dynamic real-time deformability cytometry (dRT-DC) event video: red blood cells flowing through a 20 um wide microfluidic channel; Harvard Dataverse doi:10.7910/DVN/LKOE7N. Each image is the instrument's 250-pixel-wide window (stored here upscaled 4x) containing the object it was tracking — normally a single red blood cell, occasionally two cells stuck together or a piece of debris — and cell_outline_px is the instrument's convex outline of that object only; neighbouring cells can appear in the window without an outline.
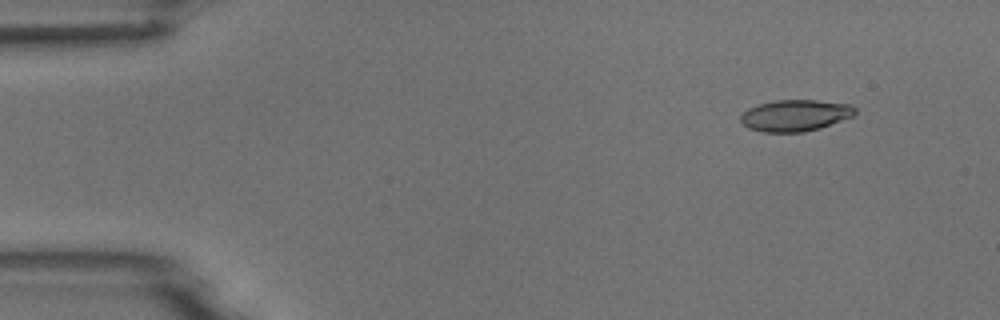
{"species": "common noctule bat (a hibernating species)", "species_latin": "Nyctalus noctula", "temperature_condition": "room temperature", "stored_images_in_passage": 5, "camera_frame_rate_fps": 3000, "um_per_image_px": 0.085, "animal": {"sex": "male", "body_mass_g": 18.8}, "frame": {"image": 1, "passage_image": 2, "time_ms": 0.333, "image_size_px": [1000, 320], "cell_outline_px": [[856, 112], [852, 116], [820, 128], [804, 132], [764, 132], [748, 128], [740, 120], [740, 116], [748, 108], [760, 104], [776, 100], [816, 100], [852, 104], [856, 108]], "centroid_in_image_um": [67.6, 9.81], "position_along_channel_um": 17.4, "area_um2": 20.92}}
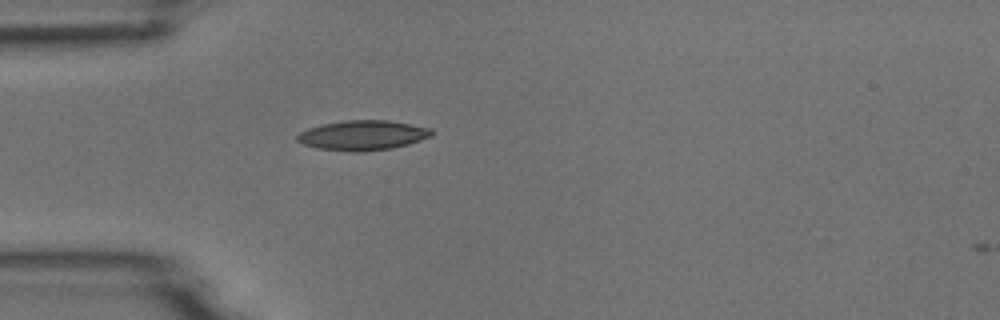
{"frame": {"image": 2, "passage_image": 4, "time_ms": 1.0, "image_size_px": [1000, 320], "cell_outline_px": [[432, 136], [408, 144], [392, 148], [364, 152], [352, 152], [320, 148], [304, 144], [296, 140], [296, 136], [300, 132], [308, 128], [324, 124], [344, 120], [388, 120], [432, 128]], "centroid_in_image_um": [30.85, 11.5], "position_along_channel_um": 54.2, "area_um2": 23.29}}